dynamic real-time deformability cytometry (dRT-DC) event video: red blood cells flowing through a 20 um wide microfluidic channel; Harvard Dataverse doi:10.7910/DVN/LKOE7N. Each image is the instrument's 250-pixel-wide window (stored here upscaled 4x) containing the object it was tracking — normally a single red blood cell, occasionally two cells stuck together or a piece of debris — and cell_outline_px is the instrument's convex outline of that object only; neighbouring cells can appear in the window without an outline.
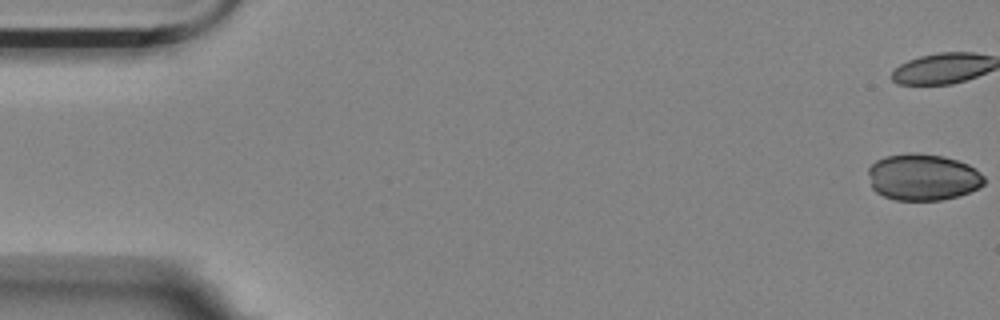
{"species": "Egyptian fruit bat (a non-hibernating species)", "species_latin": "Rousettus aegyptiacus", "temperature_condition": "room temperature", "stored_images_in_passage": 16, "camera_frame_rate_fps": 3000, "um_per_image_px": 0.085, "animal": {"sex": "female"}, "frame": {"image": 1, "passage_image": 1, "time_ms": 0.0, "image_size_px": [1000, 320], "cell_outline_px": [[984, 184], [980, 188], [956, 196], [940, 200], [896, 200], [884, 196], [876, 192], [872, 188], [868, 172], [868, 168], [876, 160], [884, 156], [908, 152], [916, 152], [944, 156], [968, 164], [980, 172], [984, 176]], "centroid_in_image_um": [78.43, 15.04], "position_along_channel_um": 6.6, "area_um2": 31.62}}